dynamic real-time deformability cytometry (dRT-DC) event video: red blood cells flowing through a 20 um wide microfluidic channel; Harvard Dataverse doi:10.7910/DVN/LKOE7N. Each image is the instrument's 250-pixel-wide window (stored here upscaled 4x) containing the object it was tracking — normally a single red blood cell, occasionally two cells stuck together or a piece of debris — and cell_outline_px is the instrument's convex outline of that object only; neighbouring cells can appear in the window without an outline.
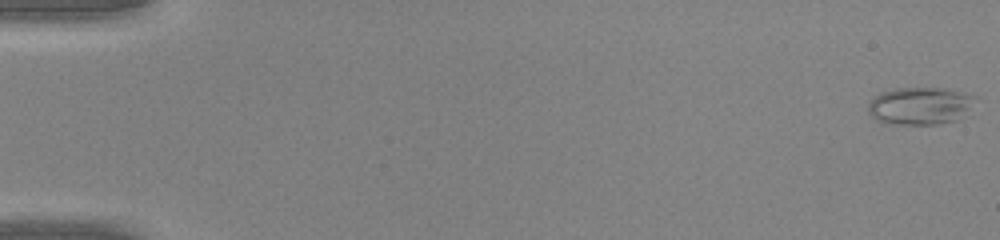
{"species": "common noctule bat (a hibernating species)", "species_latin": "Nyctalus noctula", "temperature_condition": "warm", "stored_images_in_passage": 47, "camera_frame_rate_fps": 3000, "um_per_image_px": 0.085, "animal": {"sex": "male", "body_mass_g": 20.0, "forearm_length_mm": 53.3}, "frame": {"image": 1, "passage_image": 1, "time_ms": 0.0, "image_size_px": [1000, 240], "cell_outline_px": [[976, 96], [968, 108], [956, 120], [940, 124], [892, 124], [876, 120], [868, 112], [868, 104], [880, 92], [896, 88], [944, 88], [964, 92]], "centroid_in_image_um": [78.16, 8.99], "position_along_channel_um": 6.8, "area_um2": 23.12}}
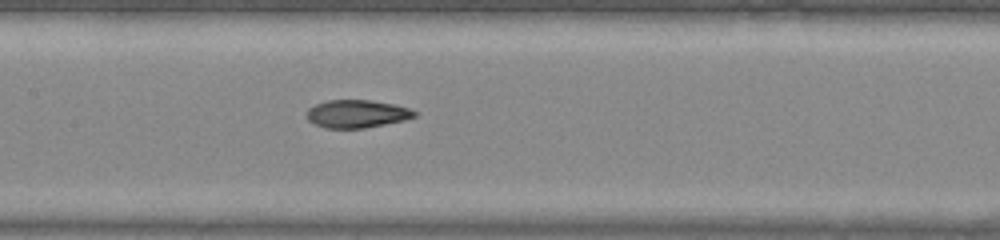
{"frame": {"image": 2, "passage_image": 24, "time_ms": 7.667, "image_size_px": [1000, 240], "cell_outline_px": [[416, 116], [404, 120], [364, 128], [324, 128], [308, 120], [308, 108], [316, 104], [328, 100], [372, 100], [392, 104], [408, 108], [416, 112]], "centroid_in_image_um": [30.32, 9.67], "position_along_channel_um": 177.1, "area_um2": 17.28}}
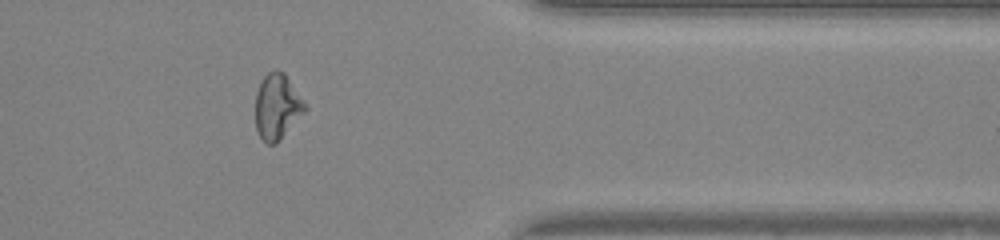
{"frame": {"image": 3, "passage_image": 39, "time_ms": 12.667, "image_size_px": [1000, 240], "cell_outline_px": [[308, 108], [276, 144], [268, 144], [260, 136], [256, 128], [256, 92], [264, 76], [268, 72], [276, 68], [284, 72], [304, 100]], "centroid_in_image_um": [23.57, 9.04], "position_along_channel_um": 387.8, "area_um2": 18.84}}